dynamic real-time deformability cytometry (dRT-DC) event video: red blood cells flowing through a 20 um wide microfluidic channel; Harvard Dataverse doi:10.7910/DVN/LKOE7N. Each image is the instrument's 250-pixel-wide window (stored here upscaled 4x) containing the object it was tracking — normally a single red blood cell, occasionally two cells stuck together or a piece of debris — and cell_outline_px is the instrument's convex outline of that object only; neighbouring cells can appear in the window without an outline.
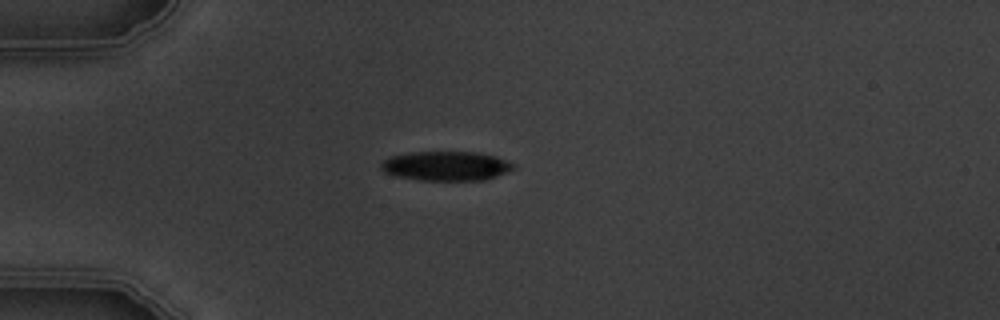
{"species": "common noctule bat (a hibernating species)", "species_latin": "Nyctalus noctula", "temperature_condition": "warm", "stored_images_in_passage": 2, "camera_frame_rate_fps": 3000, "um_per_image_px": 0.085, "animal": {"sex": "male", "body_mass_g": 19.5, "forearm_length_mm": 54.6}, "frame": {"image": 1, "passage_image": 1, "time_ms": 0.0, "image_size_px": [1000, 320], "cell_outline_px": [[512, 168], [508, 172], [484, 180], [420, 180], [396, 176], [384, 172], [380, 168], [380, 164], [384, 160], [392, 156], [408, 152], [476, 152], [496, 156], [508, 160], [512, 164]], "centroid_in_image_um": [37.9, 14.1], "position_along_channel_um": 47.1, "area_um2": 22.6}}